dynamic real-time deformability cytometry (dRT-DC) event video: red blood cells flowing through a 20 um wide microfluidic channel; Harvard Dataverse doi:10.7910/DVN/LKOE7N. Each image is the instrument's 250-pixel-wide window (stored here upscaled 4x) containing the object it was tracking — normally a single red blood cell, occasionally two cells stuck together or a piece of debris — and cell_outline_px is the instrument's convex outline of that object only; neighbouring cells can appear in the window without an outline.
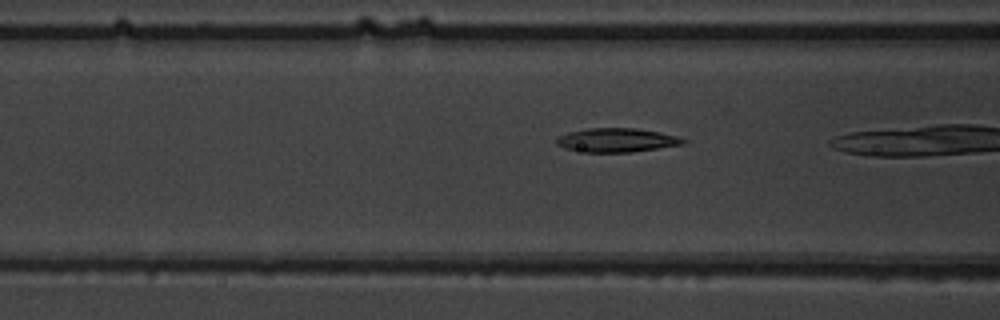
{"species": "common noctule bat (a hibernating species)", "species_latin": "Nyctalus noctula", "temperature_condition": "warm", "stored_images_in_passage": 7, "camera_frame_rate_fps": 3000, "um_per_image_px": 0.085, "animal": {"sex": "male", "body_mass_g": 19.5, "forearm_length_mm": 54.6}, "frame": {"image": 1, "passage_image": 4, "time_ms": 1.0, "image_size_px": [1000, 320], "cell_outline_px": [[688, 140], [684, 144], [632, 152], [588, 152], [564, 148], [556, 144], [556, 140], [560, 136], [568, 132], [588, 128], [636, 128], [660, 132], [676, 136]], "centroid_in_image_um": [52.44, 11.91], "position_along_channel_um": 114.2, "area_um2": 17.57}}